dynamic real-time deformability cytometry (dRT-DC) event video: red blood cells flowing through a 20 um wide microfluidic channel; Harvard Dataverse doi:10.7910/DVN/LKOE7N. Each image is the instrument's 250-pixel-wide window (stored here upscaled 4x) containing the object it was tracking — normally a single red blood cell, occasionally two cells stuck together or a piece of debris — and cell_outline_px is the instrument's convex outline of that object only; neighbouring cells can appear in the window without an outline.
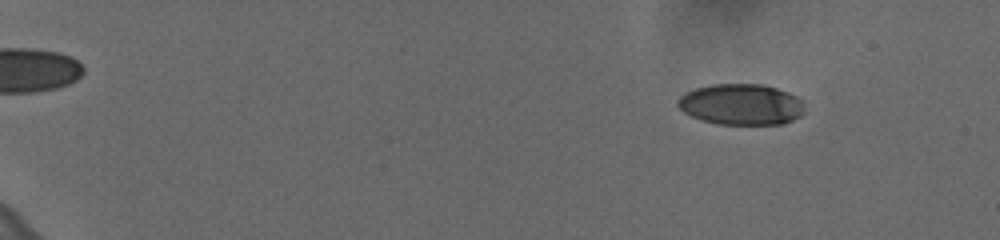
{"species": "human", "species_latin": "Homo sapiens", "temperature_condition": "cold", "stored_images_in_passage": 58, "camera_frame_rate_fps": 3000, "um_per_image_px": 0.085, "donor": {"sex": "female"}, "frame": {"image": 1, "passage_image": 6, "time_ms": 1.667, "image_size_px": [1000, 240], "cell_outline_px": [[804, 112], [800, 116], [784, 124], [720, 124], [700, 120], [684, 112], [676, 104], [676, 100], [684, 92], [696, 88], [712, 84], [764, 84], [788, 92], [804, 100]], "centroid_in_image_um": [63.01, 8.87], "position_along_channel_um": 22.0, "area_um2": 30.58}}
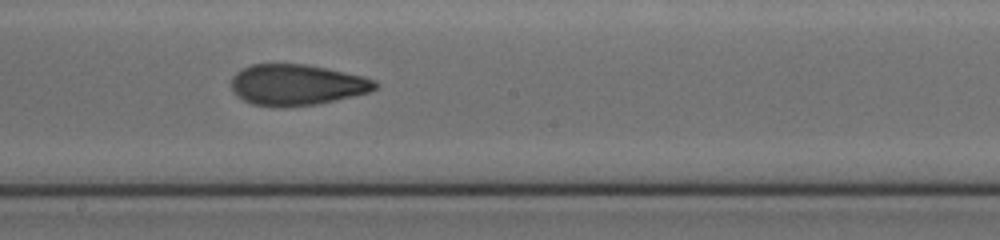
{"frame": {"image": 2, "passage_image": 35, "time_ms": 11.333, "image_size_px": [1000, 240], "cell_outline_px": [[380, 84], [376, 88], [368, 92], [336, 100], [316, 104], [280, 108], [252, 104], [236, 96], [232, 92], [232, 76], [236, 72], [252, 64], [304, 64], [328, 68], [364, 76], [376, 80]], "centroid_in_image_um": [25.23, 7.21], "position_along_channel_um": 223.0, "area_um2": 34.56}}
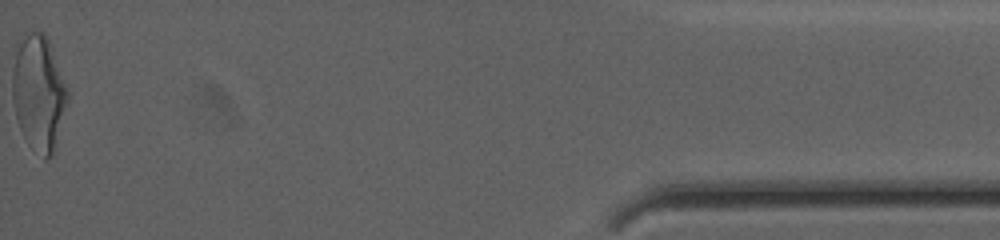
{"frame": {"image": 3, "passage_image": 58, "time_ms": 19.0, "image_size_px": [1000, 240], "cell_outline_px": [[68, 100], [56, 148], [52, 156], [48, 160], [44, 160], [24, 136], [20, 128], [16, 116], [12, 100], [12, 72], [16, 52], [24, 32], [44, 32], [48, 40], [68, 88]], "centroid_in_image_um": [3.3, 7.92], "position_along_channel_um": 431.9, "area_um2": 37.05}, "authors_computed_cell_mechanics": {"area_um2": 33.5818, "velocity_mm_per_s": 3.6408, "shape_relaxation_time_tau1_ms": 8.064, "shape_relaxation_time_tau2_ms": 2.0332, "deformation_change_tau1": 0.2226, "deformation_change_tau2": 0.0896}}